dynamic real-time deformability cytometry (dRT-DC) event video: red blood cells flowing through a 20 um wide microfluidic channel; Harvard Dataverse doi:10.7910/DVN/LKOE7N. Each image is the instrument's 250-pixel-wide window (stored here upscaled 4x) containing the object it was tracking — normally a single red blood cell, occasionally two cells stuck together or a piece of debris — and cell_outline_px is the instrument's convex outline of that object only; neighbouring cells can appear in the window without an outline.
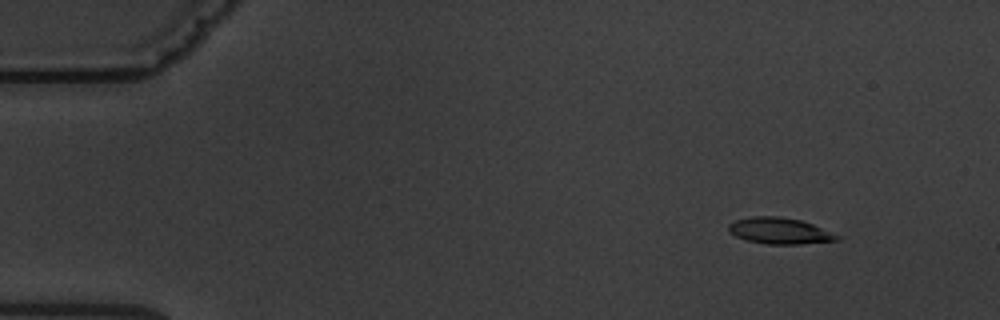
{"species": "common noctule bat (a hibernating species)", "species_latin": "Nyctalus noctula", "temperature_condition": "warm", "stored_images_in_passage": 4, "camera_frame_rate_fps": 3000, "um_per_image_px": 0.085, "animal": {"sex": "male", "body_mass_g": 19.5, "forearm_length_mm": 54.6}, "frame": {"image": 1, "passage_image": 1, "time_ms": 0.0, "image_size_px": [1000, 320], "cell_outline_px": [[840, 240], [800, 244], [764, 244], [744, 240], [728, 232], [728, 224], [736, 220], [752, 216], [780, 216], [800, 220], [812, 224], [840, 236]], "centroid_in_image_um": [66.23, 19.63], "position_along_channel_um": 18.8, "area_um2": 16.65}}
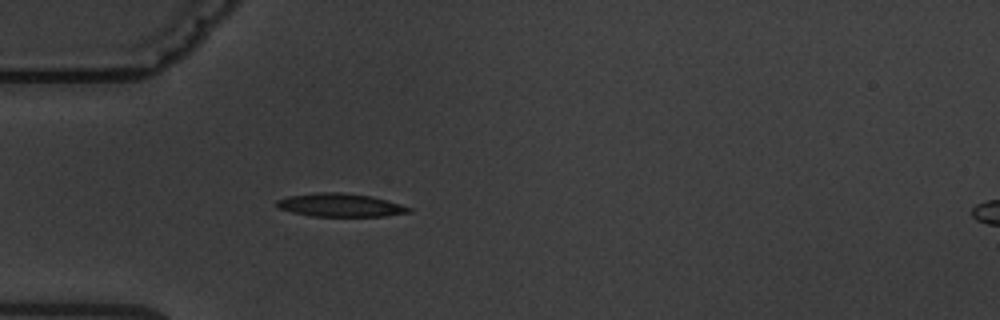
{"frame": {"image": 2, "passage_image": 4, "time_ms": 3.667, "image_size_px": [1000, 320], "cell_outline_px": [[412, 212], [384, 216], [312, 216], [292, 212], [280, 208], [276, 204], [276, 200], [288, 196], [320, 192], [340, 192], [372, 196], [388, 200], [412, 208]], "centroid_in_image_um": [28.95, 17.43], "position_along_channel_um": 56.0, "area_um2": 17.86}}